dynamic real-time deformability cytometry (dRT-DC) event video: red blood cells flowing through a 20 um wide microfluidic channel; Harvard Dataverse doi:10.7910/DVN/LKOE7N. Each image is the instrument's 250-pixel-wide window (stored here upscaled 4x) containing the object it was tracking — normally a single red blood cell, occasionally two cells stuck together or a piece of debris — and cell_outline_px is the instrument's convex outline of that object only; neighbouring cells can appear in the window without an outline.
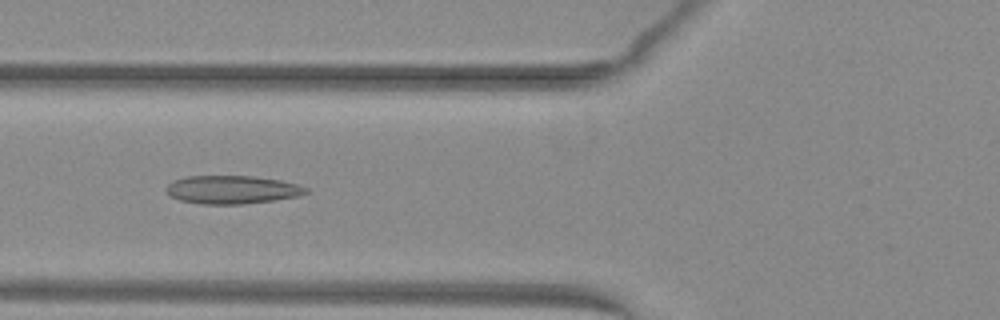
{"species": "common noctule bat (a hibernating species)", "species_latin": "Nyctalus noctula", "temperature_condition": "warm", "stored_images_in_passage": 40, "camera_frame_rate_fps": 3000, "um_per_image_px": 0.085, "animal": {"sex": "female", "body_mass_g": 29.2, "forearm_length_mm": 56.3}, "frame": {"image": 1, "passage_image": 14, "time_ms": 4.333, "image_size_px": [1000, 320], "cell_outline_px": [[308, 192], [300, 196], [276, 200], [244, 204], [204, 204], [180, 200], [168, 196], [164, 188], [172, 180], [184, 176], [252, 176], [280, 180], [296, 184], [308, 188]], "centroid_in_image_um": [19.69, 16.12], "position_along_channel_um": 106.1, "area_um2": 23.24}}
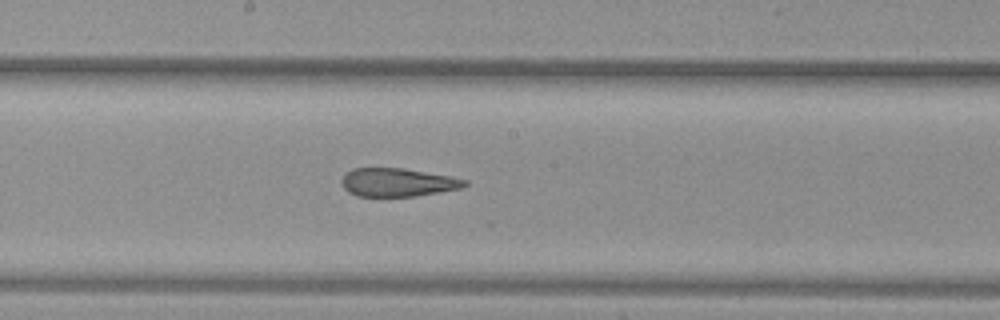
{"frame": {"image": 2, "passage_image": 22, "time_ms": 7.0, "image_size_px": [1000, 320], "cell_outline_px": [[468, 184], [464, 188], [416, 196], [356, 196], [348, 192], [344, 188], [340, 180], [344, 172], [352, 168], [404, 168], [448, 176], [468, 180]], "centroid_in_image_um": [33.77, 15.5], "position_along_channel_um": 214.4, "area_um2": 20.52}}
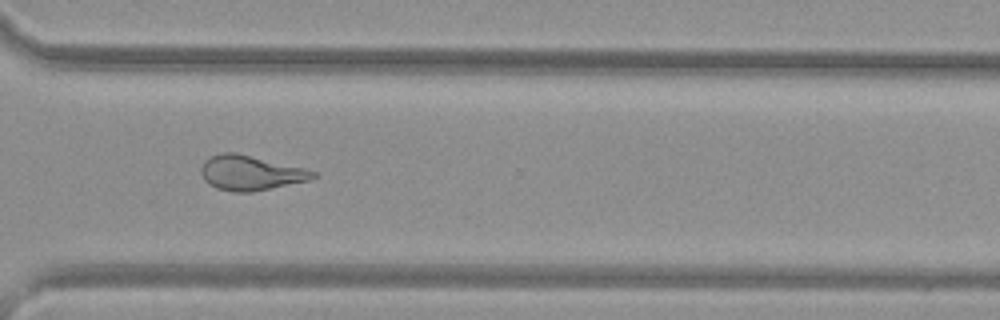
{"frame": {"image": 3, "passage_image": 32, "time_ms": 10.333, "image_size_px": [1000, 320], "cell_outline_px": [[316, 176], [308, 180], [252, 192], [232, 192], [216, 188], [208, 184], [204, 180], [200, 172], [200, 168], [204, 160], [220, 152], [236, 152], [304, 168], [316, 172]], "centroid_in_image_um": [21.23, 14.69], "position_along_channel_um": 349.4, "area_um2": 22.66}, "authors_computed_cell_mechanics": {"area_um2": 23.2934, "velocity_mm_per_s": 4.0573, "shape_relaxation_time_tau1_ms": null, "shape_relaxation_time_tau2_ms": 1.1586, "deformation_change_tau1": null, "deformation_change_tau2": 0.0872}}